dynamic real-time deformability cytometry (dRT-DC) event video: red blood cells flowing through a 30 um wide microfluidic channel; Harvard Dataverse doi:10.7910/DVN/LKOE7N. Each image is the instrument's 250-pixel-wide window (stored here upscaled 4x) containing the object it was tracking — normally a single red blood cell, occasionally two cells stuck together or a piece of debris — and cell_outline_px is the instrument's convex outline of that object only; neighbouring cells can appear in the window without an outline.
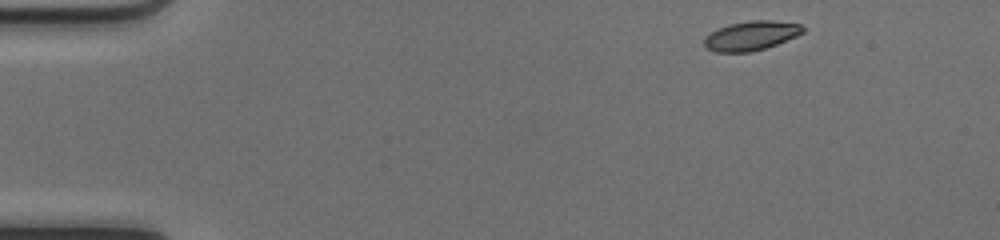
{"species": "common noctule bat (a hibernating species)", "species_latin": "Nyctalus noctula", "temperature_condition": "cold", "stored_images_in_passage": 44, "camera_frame_rate_fps": 3000, "um_per_image_px": 0.085, "animal": {"sex": "female", "body_mass_g": 17.0, "forearm_length_mm": 48.0}, "frame": {"image": 1, "passage_image": 1, "time_ms": 0.0, "image_size_px": [1000, 240], "cell_outline_px": [[804, 32], [796, 36], [776, 44], [752, 52], [716, 52], [708, 48], [704, 44], [704, 36], [728, 24], [748, 20], [772, 20], [800, 24], [804, 28]], "centroid_in_image_um": [63.84, 3.02], "position_along_channel_um": 21.2, "area_um2": 16.76}}
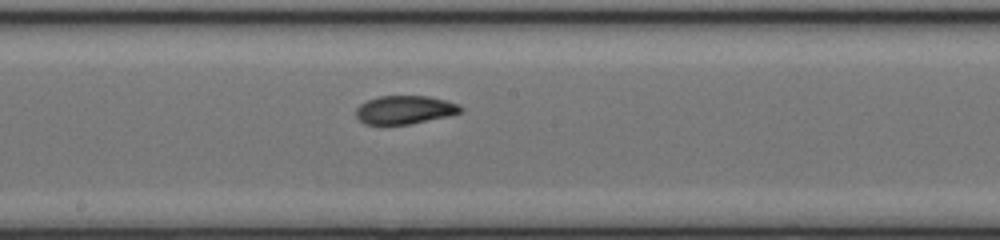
{"frame": {"image": 2, "passage_image": 22, "time_ms": 7.0, "image_size_px": [1000, 240], "cell_outline_px": [[464, 108], [460, 112], [452, 116], [408, 124], [364, 124], [356, 116], [356, 108], [360, 104], [368, 100], [380, 96], [428, 96], [460, 104]], "centroid_in_image_um": [34.44, 9.33], "position_along_channel_um": 213.8, "area_um2": 17.34}}
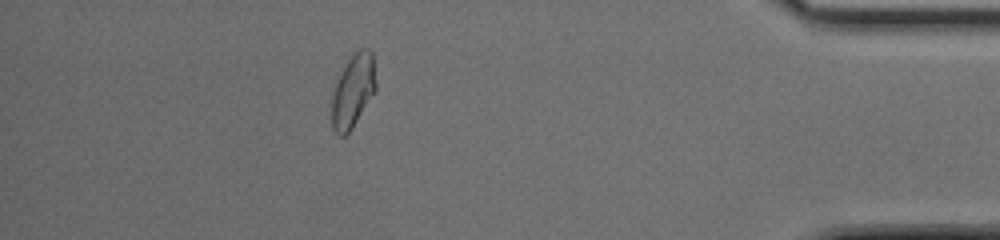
{"frame": {"image": 3, "passage_image": 39, "time_ms": 12.667, "image_size_px": [1000, 240], "cell_outline_px": [[376, 92], [352, 128], [344, 136], [340, 136], [332, 128], [332, 96], [336, 80], [344, 64], [352, 52], [360, 48], [368, 48], [372, 52], [376, 84]], "centroid_in_image_um": [30.01, 7.69], "position_along_channel_um": 405.2, "area_um2": 19.13}, "authors_computed_cell_mechanics": {"area_um2": 17.8891, "velocity_mm_per_s": 4.1807, "shape_relaxation_time_tau1_ms": 5.253, "shape_relaxation_time_tau2_ms": 3.6605, "deformation_change_tau1": 0.1843, "deformation_change_tau2": 0.0518}}